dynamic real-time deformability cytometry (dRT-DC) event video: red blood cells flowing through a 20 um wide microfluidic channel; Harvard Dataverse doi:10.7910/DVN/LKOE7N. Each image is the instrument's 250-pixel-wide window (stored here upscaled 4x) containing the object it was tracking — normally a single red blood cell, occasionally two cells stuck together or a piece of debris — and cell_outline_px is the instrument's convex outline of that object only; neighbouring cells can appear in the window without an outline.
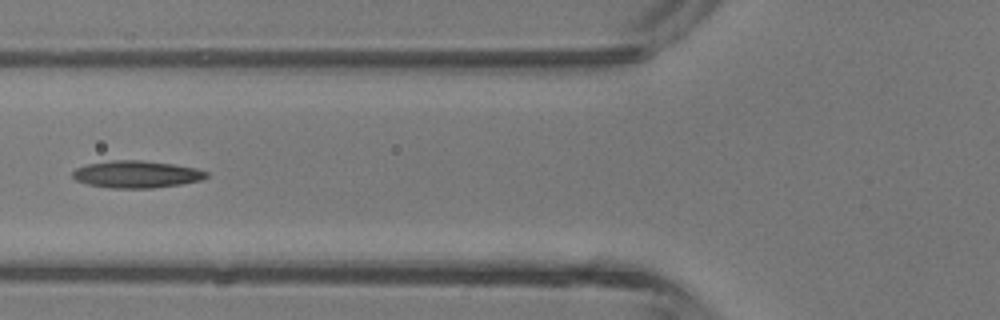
{"species": "common noctule bat (a hibernating species)", "species_latin": "Nyctalus noctula", "temperature_condition": "room temperature", "stored_images_in_passage": 2, "camera_frame_rate_fps": 3000, "um_per_image_px": 0.085, "animal": {"sex": "male", "body_mass_g": 13.3}, "frame": {"image": 1, "passage_image": 2, "time_ms": 1.0, "image_size_px": [1000, 320], "cell_outline_px": [[208, 176], [204, 180], [180, 184], [152, 188], [112, 188], [88, 184], [76, 180], [72, 176], [72, 172], [76, 168], [88, 164], [112, 160], [140, 160], [172, 164], [196, 168], [208, 172]], "centroid_in_image_um": [11.62, 14.81], "position_along_channel_um": 114.2, "area_um2": 21.1}}